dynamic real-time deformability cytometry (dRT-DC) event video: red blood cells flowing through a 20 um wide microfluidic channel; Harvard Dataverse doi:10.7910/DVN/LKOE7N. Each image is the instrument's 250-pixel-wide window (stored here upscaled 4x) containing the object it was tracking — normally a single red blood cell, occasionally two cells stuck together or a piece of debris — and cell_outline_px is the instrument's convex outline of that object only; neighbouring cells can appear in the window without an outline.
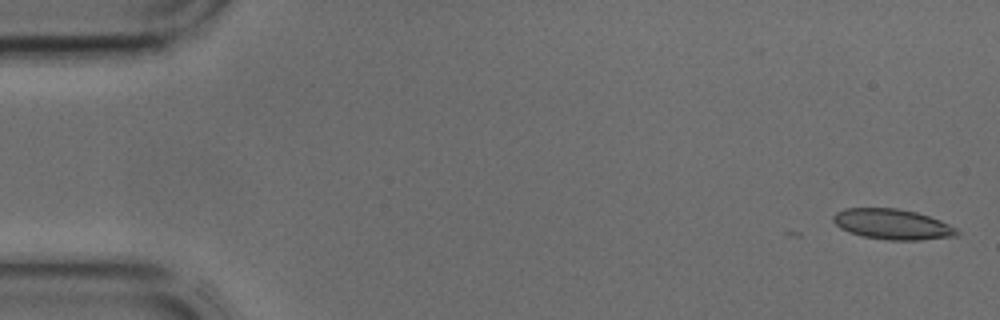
{"species": "common noctule bat (a hibernating species)", "species_latin": "Nyctalus noctula", "temperature_condition": "cold", "stored_images_in_passage": 3, "camera_frame_rate_fps": 3000, "um_per_image_px": 0.085, "animal": {"sex": "male", "body_mass_g": 17.9, "forearm_length_mm": 54.2}, "frame": {"image": 1, "passage_image": 1, "time_ms": 0.0, "image_size_px": [1000, 320], "cell_outline_px": [[960, 232], [956, 236], [920, 240], [888, 240], [864, 236], [848, 232], [840, 228], [832, 220], [832, 216], [836, 212], [844, 208], [896, 208], [916, 212], [940, 220], [956, 228]], "centroid_in_image_um": [75.84, 19.06], "position_along_channel_um": 9.2, "area_um2": 21.91}}